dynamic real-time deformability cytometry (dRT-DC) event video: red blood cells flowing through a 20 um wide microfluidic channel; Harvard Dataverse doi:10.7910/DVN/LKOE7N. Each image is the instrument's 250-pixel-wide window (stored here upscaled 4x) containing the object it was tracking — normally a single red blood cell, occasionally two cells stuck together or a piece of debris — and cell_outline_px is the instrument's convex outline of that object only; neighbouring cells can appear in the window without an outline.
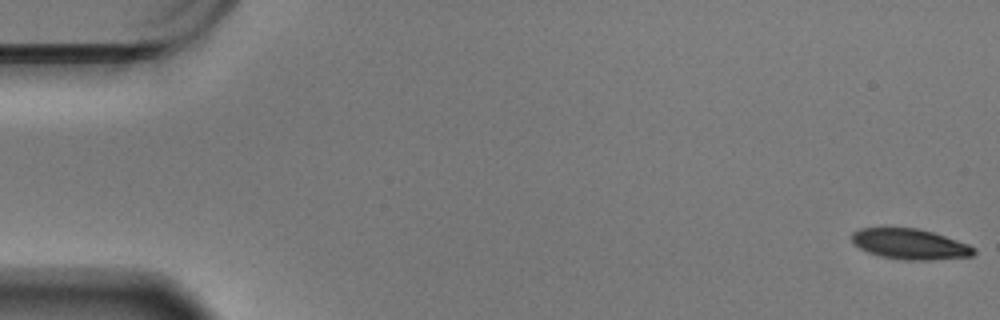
{"species": "Egyptian fruit bat (a non-hibernating species)", "species_latin": "Rousettus aegyptiacus", "temperature_condition": "warm", "stored_images_in_passage": 59, "camera_frame_rate_fps": 3000, "um_per_image_px": 0.085, "animal": {"sex": "male"}, "frame": {"image": 1, "passage_image": 1, "time_ms": 0.0, "image_size_px": [1000, 320], "cell_outline_px": [[976, 252], [972, 256], [932, 260], [904, 260], [880, 256], [868, 252], [860, 248], [852, 240], [852, 232], [860, 228], [884, 224], [916, 228], [932, 232], [968, 244], [976, 248]], "centroid_in_image_um": [77.29, 20.7], "position_along_channel_um": 7.7, "area_um2": 22.37}}
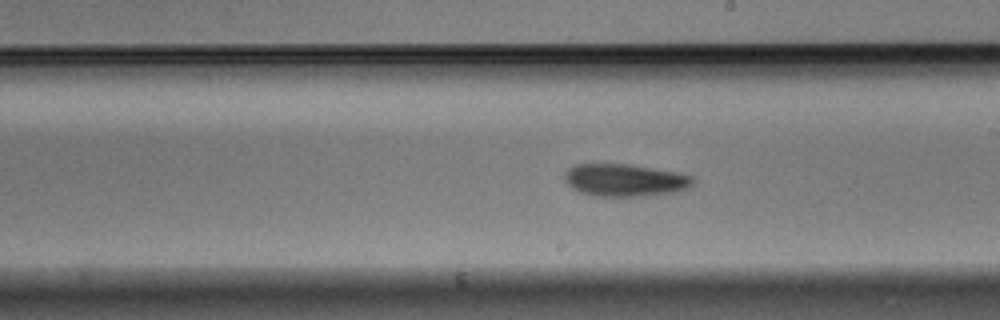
{"frame": {"image": 2, "passage_image": 34, "time_ms": 11.0, "image_size_px": [1000, 320], "cell_outline_px": [[692, 184], [688, 188], [676, 192], [640, 196], [596, 196], [580, 192], [572, 188], [564, 180], [564, 172], [568, 168], [576, 164], [628, 164], [676, 172], [692, 176]], "centroid_in_image_um": [53.07, 15.31], "position_along_channel_um": 235.9, "area_um2": 24.16}}
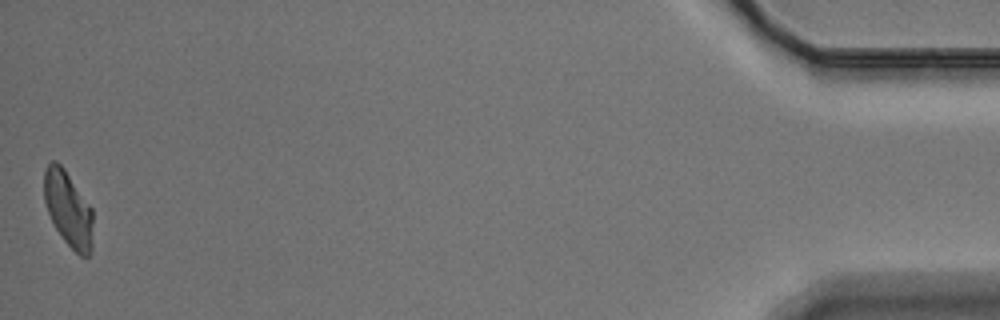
{"frame": {"image": 3, "passage_image": 59, "time_ms": 19.333, "image_size_px": [1000, 320], "cell_outline_px": [[92, 252], [88, 256], [80, 256], [64, 240], [56, 228], [48, 212], [44, 200], [44, 168], [52, 160], [56, 160], [64, 168], [92, 208]], "centroid_in_image_um": [5.8, 17.74], "position_along_channel_um": 429.4, "area_um2": 21.39}, "authors_computed_cell_mechanics": {"area_um2": 23.0622, "velocity_mm_per_s": 3.4273, "shape_relaxation_time_tau1_ms": 7.9757, "shape_relaxation_time_tau2_ms": null, "deformation_change_tau1": 0.1691, "deformation_change_tau2": null}}